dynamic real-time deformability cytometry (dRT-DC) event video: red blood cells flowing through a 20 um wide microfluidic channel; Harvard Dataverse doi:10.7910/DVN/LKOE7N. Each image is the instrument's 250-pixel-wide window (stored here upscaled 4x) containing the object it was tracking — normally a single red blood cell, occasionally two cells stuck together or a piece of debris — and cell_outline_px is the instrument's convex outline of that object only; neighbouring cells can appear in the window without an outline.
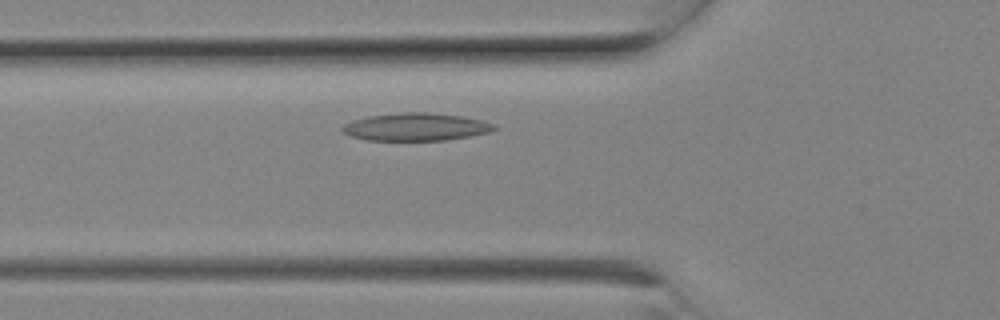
{"species": "Egyptian fruit bat (a non-hibernating species)", "species_latin": "Rousettus aegyptiacus", "temperature_condition": "room temperature", "stored_images_in_passage": 4, "camera_frame_rate_fps": 3000, "um_per_image_px": 0.085, "animal": {"sex": "female"}, "frame": {"image": 1, "passage_image": 4, "time_ms": 1.0, "image_size_px": [1000, 320], "cell_outline_px": [[496, 128], [492, 132], [444, 140], [368, 140], [352, 136], [344, 132], [340, 128], [344, 124], [352, 120], [368, 116], [400, 112], [428, 112], [464, 116], [484, 120], [496, 124]], "centroid_in_image_um": [35.39, 10.77], "position_along_channel_um": 90.4, "area_um2": 24.62}}